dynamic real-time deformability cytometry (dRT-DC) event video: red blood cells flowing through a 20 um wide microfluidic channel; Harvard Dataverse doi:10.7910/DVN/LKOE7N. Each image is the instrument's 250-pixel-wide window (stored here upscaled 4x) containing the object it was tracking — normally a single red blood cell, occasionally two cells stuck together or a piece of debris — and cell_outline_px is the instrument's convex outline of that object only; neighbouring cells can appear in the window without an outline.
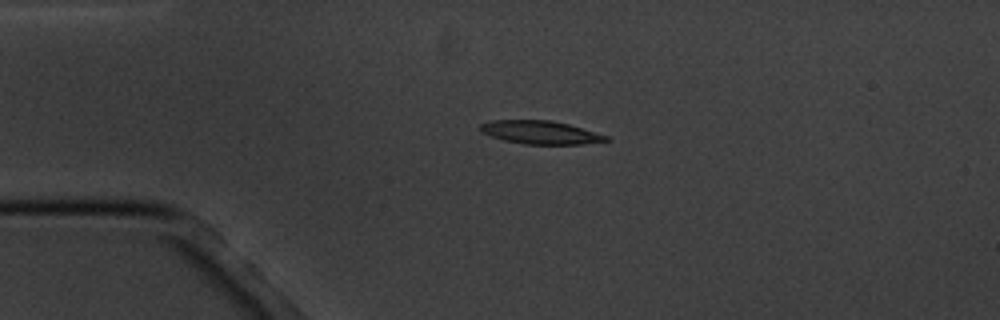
{"species": "common noctule bat (a hibernating species)", "species_latin": "Nyctalus noctula", "temperature_condition": "cold", "stored_images_in_passage": 5, "camera_frame_rate_fps": 3000, "um_per_image_px": 0.085, "animal": {"sex": "male", "body_mass_g": 20.1, "forearm_length_mm": 53.5}, "frame": {"image": 1, "passage_image": 2, "time_ms": 1.0, "image_size_px": [1000, 320], "cell_outline_px": [[612, 140], [580, 144], [524, 144], [504, 140], [480, 132], [480, 124], [492, 120], [552, 120], [568, 124], [608, 136]], "centroid_in_image_um": [45.92, 11.25], "position_along_channel_um": 39.1, "area_um2": 16.94}}
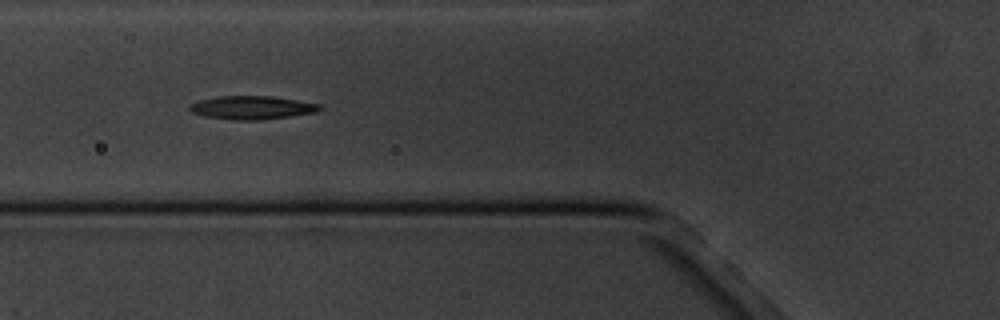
{"frame": {"image": 2, "passage_image": 4, "time_ms": 3.667, "image_size_px": [1000, 320], "cell_outline_px": [[324, 108], [316, 112], [260, 120], [232, 120], [204, 116], [192, 112], [188, 108], [188, 104], [196, 100], [216, 96], [272, 96], [320, 104]], "centroid_in_image_um": [21.36, 9.14], "position_along_channel_um": 104.4, "area_um2": 17.86}}
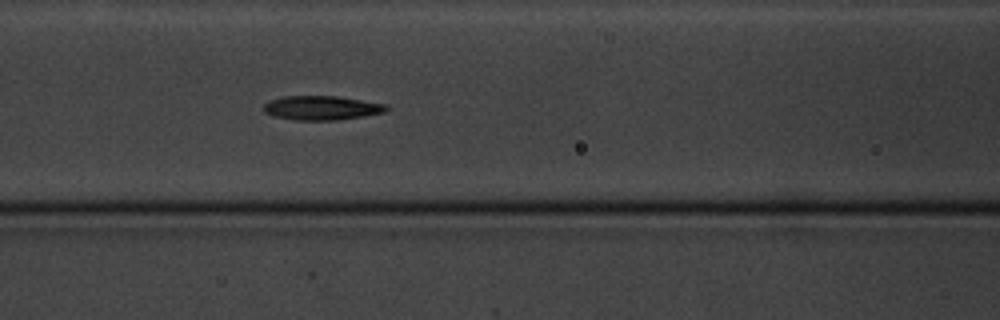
{"frame": {"image": 3, "passage_image": 5, "time_ms": 4.667, "image_size_px": [1000, 320], "cell_outline_px": [[388, 108], [384, 112], [364, 116], [336, 120], [292, 120], [272, 116], [264, 112], [264, 104], [268, 100], [284, 96], [336, 96], [388, 104]], "centroid_in_image_um": [27.31, 9.17], "position_along_channel_um": 139.3, "area_um2": 17.4}}